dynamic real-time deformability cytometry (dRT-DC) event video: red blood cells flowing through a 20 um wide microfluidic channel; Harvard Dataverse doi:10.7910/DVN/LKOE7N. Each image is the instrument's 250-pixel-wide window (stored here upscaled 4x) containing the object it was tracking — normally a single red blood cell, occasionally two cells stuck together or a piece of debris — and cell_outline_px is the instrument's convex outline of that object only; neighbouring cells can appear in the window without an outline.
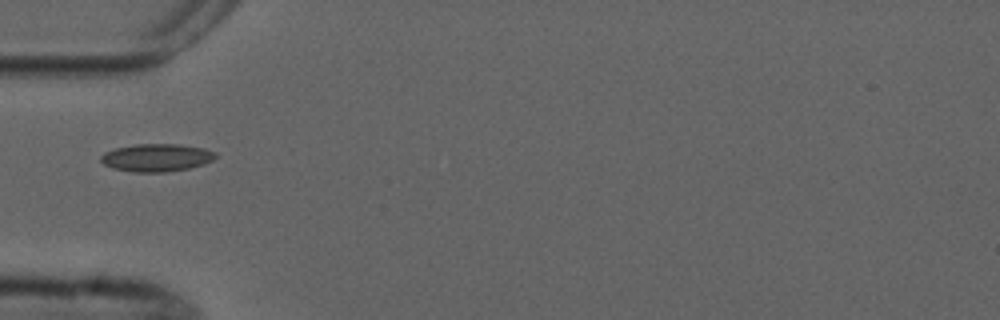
{"species": "common noctule bat (a hibernating species)", "species_latin": "Nyctalus noctula", "temperature_condition": "cold", "stored_images_in_passage": 6, "camera_frame_rate_fps": 3000, "um_per_image_px": 0.085, "animal": {"sex": "male", "forearm_length_mm": 52.5}, "frame": {"image": 1, "passage_image": 1, "time_ms": 0.0, "image_size_px": [1000, 320], "cell_outline_px": [[216, 156], [212, 160], [204, 164], [188, 168], [168, 172], [132, 172], [112, 168], [104, 164], [100, 160], [100, 156], [104, 152], [116, 148], [136, 144], [180, 144], [204, 148], [216, 152]], "centroid_in_image_um": [13.3, 13.4], "position_along_channel_um": 71.7, "area_um2": 18.61}}
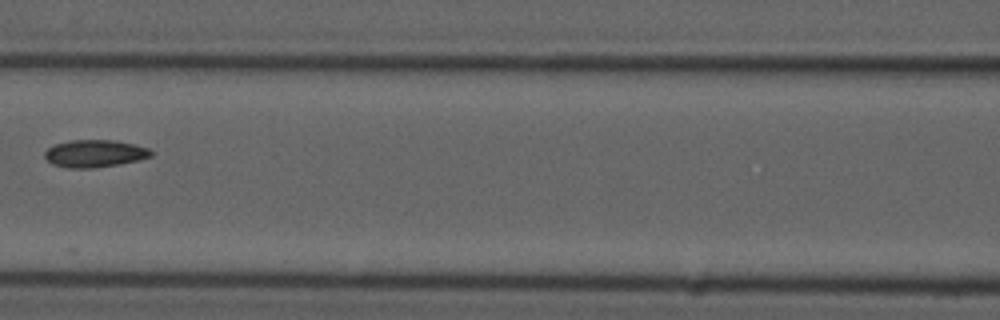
{"frame": {"image": 2, "passage_image": 3, "time_ms": 2.333, "image_size_px": [1000, 320], "cell_outline_px": [[152, 156], [140, 160], [120, 164], [92, 168], [68, 168], [52, 164], [44, 156], [44, 152], [48, 148], [56, 144], [68, 140], [116, 140], [148, 148], [152, 152]], "centroid_in_image_um": [8.05, 13.05], "position_along_channel_um": 158.6, "area_um2": 16.99}}
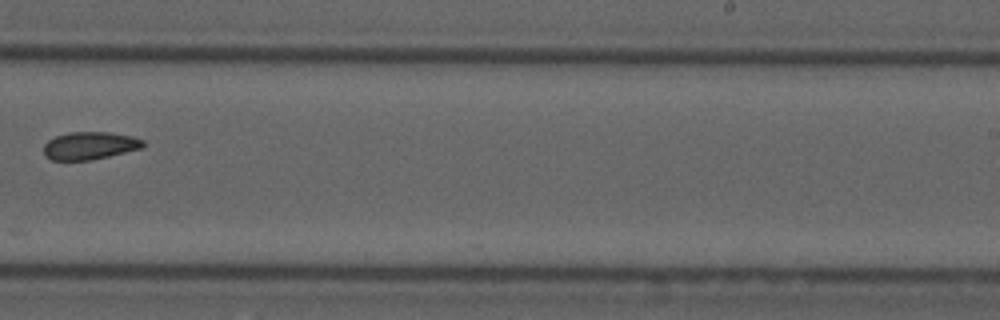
{"frame": {"image": 3, "passage_image": 6, "time_ms": 5.667, "image_size_px": [1000, 320], "cell_outline_px": [[144, 148], [92, 160], [52, 160], [44, 156], [44, 144], [48, 140], [56, 136], [68, 132], [108, 132], [132, 136], [144, 140]], "centroid_in_image_um": [7.64, 12.38], "position_along_channel_um": 281.4, "area_um2": 16.18}}